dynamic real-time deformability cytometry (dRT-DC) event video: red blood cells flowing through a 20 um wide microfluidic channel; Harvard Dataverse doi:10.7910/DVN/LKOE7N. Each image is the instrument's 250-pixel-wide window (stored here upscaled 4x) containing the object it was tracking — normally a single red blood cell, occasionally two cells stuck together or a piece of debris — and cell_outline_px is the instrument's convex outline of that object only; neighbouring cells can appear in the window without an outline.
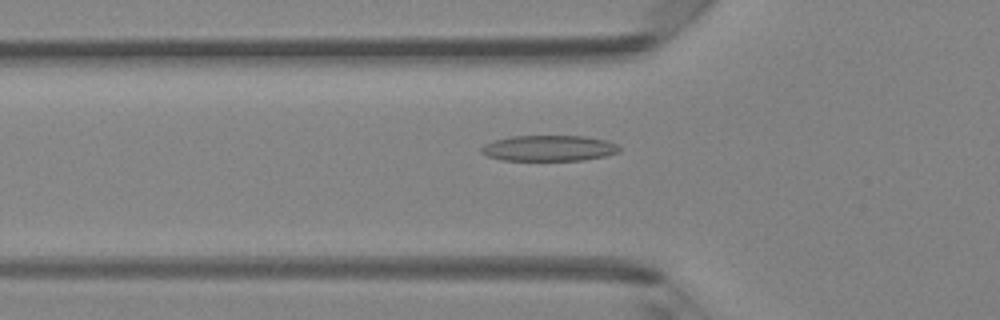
{"species": "Egyptian fruit bat (a non-hibernating species)", "species_latin": "Rousettus aegyptiacus", "temperature_condition": "room temperature", "stored_images_in_passage": 37, "camera_frame_rate_fps": 3000, "um_per_image_px": 0.085, "animal": {"sex": "female"}, "frame": {"image": 1, "passage_image": 6, "time_ms": 1.667, "image_size_px": [1000, 320], "cell_outline_px": [[620, 152], [604, 156], [584, 160], [500, 160], [488, 156], [480, 152], [480, 148], [484, 144], [492, 140], [512, 136], [584, 136], [604, 140], [616, 144], [620, 148]], "centroid_in_image_um": [46.62, 12.6], "position_along_channel_um": 79.2, "area_um2": 20.75}}
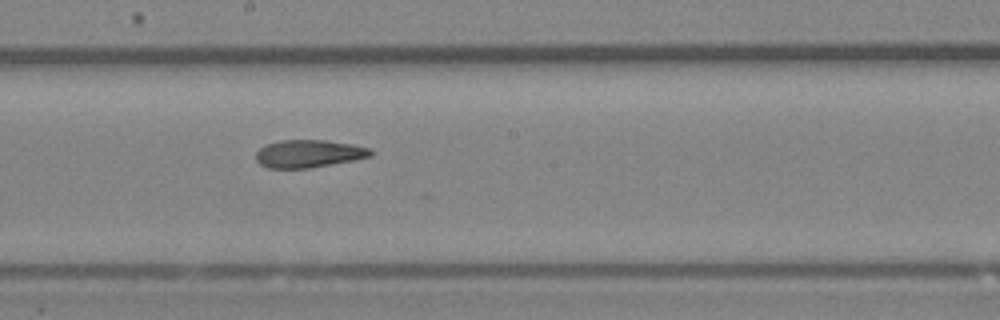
{"frame": {"image": 2, "passage_image": 16, "time_ms": 5.0, "image_size_px": [1000, 320], "cell_outline_px": [[372, 156], [312, 168], [268, 168], [260, 164], [256, 160], [256, 152], [264, 144], [280, 140], [328, 140], [352, 144], [372, 148]], "centroid_in_image_um": [26.23, 13.05], "position_along_channel_um": 222.0, "area_um2": 18.67}}
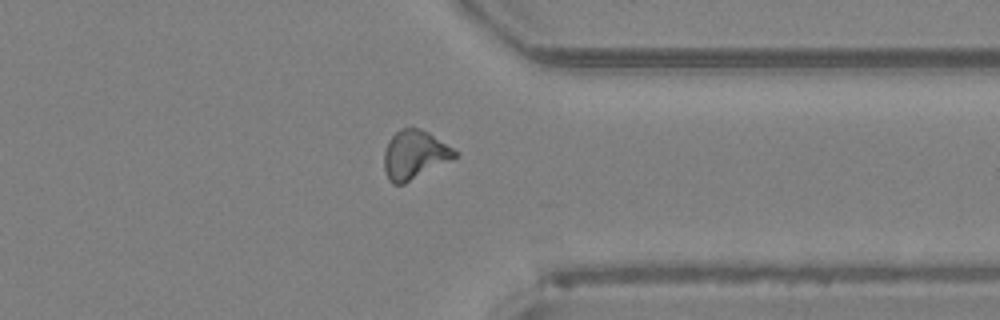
{"frame": {"image": 3, "passage_image": 27, "time_ms": 8.667, "image_size_px": [1000, 320], "cell_outline_px": [[460, 152], [456, 156], [404, 184], [392, 184], [388, 180], [384, 168], [384, 152], [388, 140], [400, 128], [420, 128], [428, 132]], "centroid_in_image_um": [35.2, 13.14], "position_along_channel_um": 376.2, "area_um2": 19.88}, "authors_computed_cell_mechanics": {"area_um2": 19.363, "velocity_mm_per_s": 4.2893, "shape_relaxation_time_tau1_ms": null, "shape_relaxation_time_tau2_ms": 3.4172, "deformation_change_tau1": null, "deformation_change_tau2": 0.1287}}